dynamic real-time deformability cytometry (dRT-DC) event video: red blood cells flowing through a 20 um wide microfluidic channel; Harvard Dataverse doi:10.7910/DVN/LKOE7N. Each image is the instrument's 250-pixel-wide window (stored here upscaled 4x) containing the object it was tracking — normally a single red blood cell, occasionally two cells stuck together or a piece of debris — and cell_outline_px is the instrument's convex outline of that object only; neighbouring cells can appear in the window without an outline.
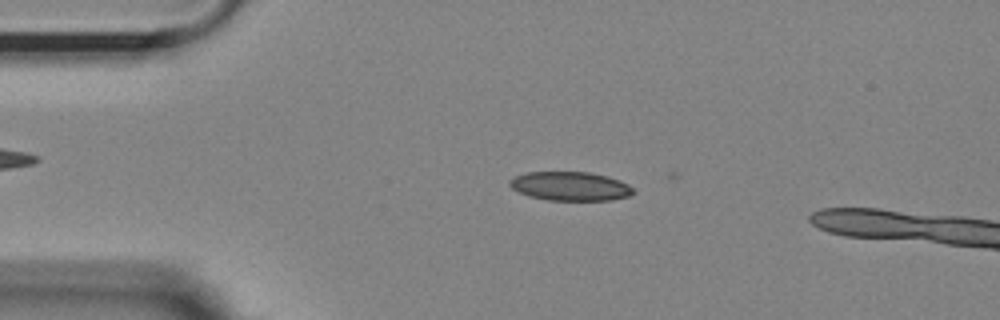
{"species": "Egyptian fruit bat (a non-hibernating species)", "species_latin": "Rousettus aegyptiacus", "temperature_condition": "room temperature", "stored_images_in_passage": 4, "camera_frame_rate_fps": 3000, "um_per_image_px": 0.085, "animal": {"sex": "female"}, "frame": {"image": 1, "passage_image": 1, "time_ms": 0.0, "image_size_px": [1000, 320], "cell_outline_px": [[636, 192], [628, 196], [612, 200], [548, 200], [528, 196], [512, 188], [508, 184], [508, 180], [516, 176], [528, 172], [588, 172], [608, 176], [620, 180], [628, 184]], "centroid_in_image_um": [48.48, 15.83], "position_along_channel_um": 36.5, "area_um2": 20.87}}